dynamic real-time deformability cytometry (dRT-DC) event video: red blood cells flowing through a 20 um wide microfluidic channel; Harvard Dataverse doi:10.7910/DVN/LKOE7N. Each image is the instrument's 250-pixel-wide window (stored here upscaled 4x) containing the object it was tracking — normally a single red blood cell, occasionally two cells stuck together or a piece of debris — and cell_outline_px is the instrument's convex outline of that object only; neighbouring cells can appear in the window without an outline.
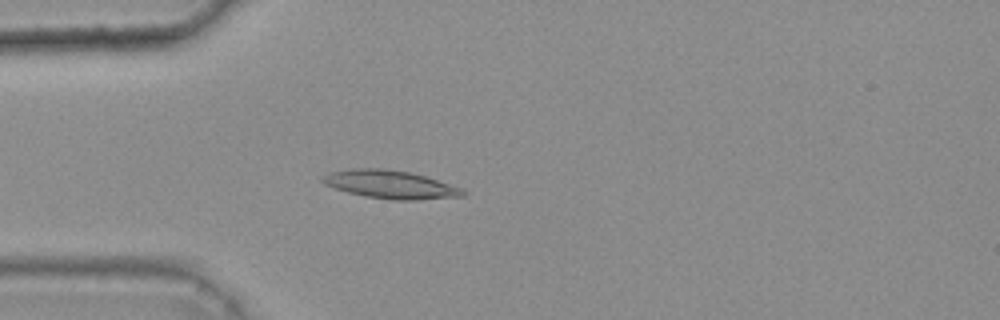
{"species": "common noctule bat (a hibernating species)", "species_latin": "Nyctalus noctula", "temperature_condition": "warm", "stored_images_in_passage": 46, "camera_frame_rate_fps": 3000, "um_per_image_px": 0.085, "animal": {"sex": "female", "body_mass_g": 25.1}, "frame": {"image": 1, "passage_image": 15, "time_ms": 4.667, "image_size_px": [1000, 320], "cell_outline_px": [[468, 192], [464, 196], [416, 200], [392, 200], [364, 196], [348, 192], [324, 184], [320, 180], [320, 176], [328, 172], [352, 168], [384, 168], [408, 172], [424, 176], [464, 188]], "centroid_in_image_um": [33.17, 15.68], "position_along_channel_um": 51.8, "area_um2": 23.24}}
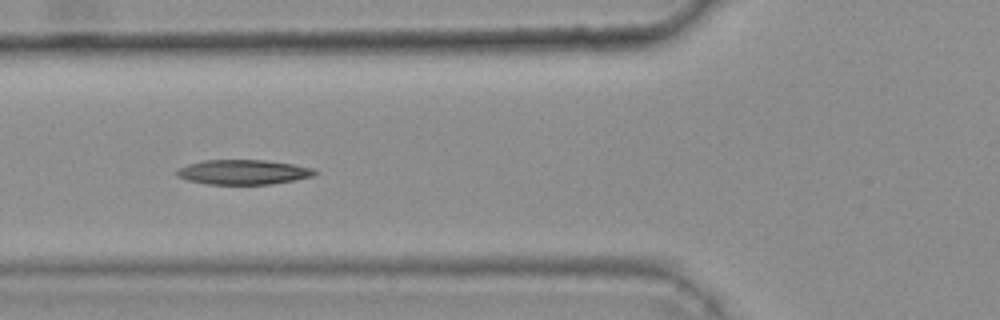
{"frame": {"image": 2, "passage_image": 20, "time_ms": 6.333, "image_size_px": [1000, 320], "cell_outline_px": [[320, 172], [312, 176], [292, 180], [268, 184], [208, 184], [188, 180], [176, 176], [176, 172], [180, 168], [188, 164], [204, 160], [264, 160], [292, 164], [312, 168]], "centroid_in_image_um": [20.67, 14.62], "position_along_channel_um": 105.1, "area_um2": 19.65}}
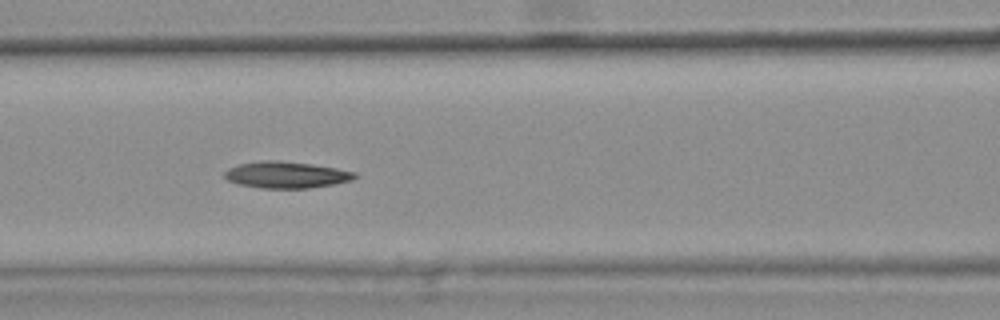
{"frame": {"image": 3, "passage_image": 23, "time_ms": 7.333, "image_size_px": [1000, 320], "cell_outline_px": [[356, 176], [352, 180], [332, 184], [308, 188], [260, 188], [240, 184], [228, 180], [224, 176], [224, 172], [228, 168], [240, 164], [264, 160], [276, 160], [312, 164], [336, 168], [356, 172]], "centroid_in_image_um": [24.32, 14.85], "position_along_channel_um": 142.3, "area_um2": 19.94}}